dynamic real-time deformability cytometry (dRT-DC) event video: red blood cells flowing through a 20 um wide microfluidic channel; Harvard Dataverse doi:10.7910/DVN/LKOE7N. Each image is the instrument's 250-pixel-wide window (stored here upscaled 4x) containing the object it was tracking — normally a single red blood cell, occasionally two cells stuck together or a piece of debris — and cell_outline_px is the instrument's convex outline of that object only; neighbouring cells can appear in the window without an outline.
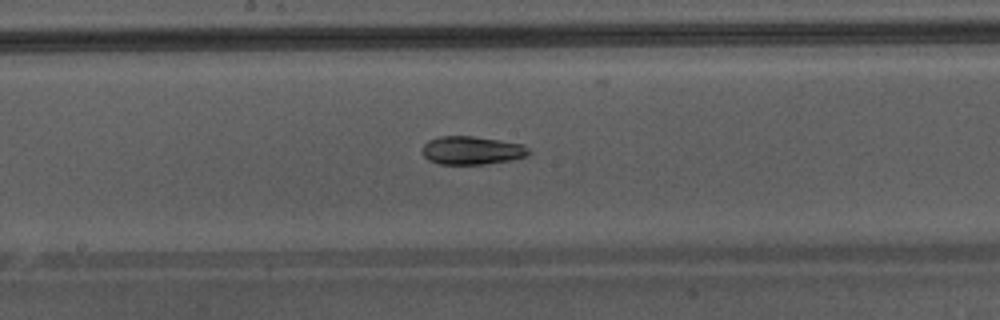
{"species": "Egyptian fruit bat (a non-hibernating species)", "species_latin": "Rousettus aegyptiacus", "temperature_condition": "warm", "stored_images_in_passage": 38, "camera_frame_rate_fps": 3000, "um_per_image_px": 0.085, "animal": {"sex": "male"}, "frame": {"image": 1, "passage_image": 17, "time_ms": 5.333, "image_size_px": [1000, 320], "cell_outline_px": [[532, 152], [528, 156], [508, 160], [484, 164], [440, 164], [428, 160], [424, 156], [424, 144], [428, 140], [440, 136], [472, 136], [500, 140], [520, 144], [528, 148]], "centroid_in_image_um": [40.11, 12.78], "position_along_channel_um": 208.1, "area_um2": 17.4}, "authors_computed_cell_mechanics": {"area_um2": 19.0162, "velocity_mm_per_s": 4.367, "shape_relaxation_time_tau1_ms": 5.0393, "shape_relaxation_time_tau2_ms": 3.8253, "deformation_change_tau1": 0.1576, "deformation_change_tau2": 0.0779}}